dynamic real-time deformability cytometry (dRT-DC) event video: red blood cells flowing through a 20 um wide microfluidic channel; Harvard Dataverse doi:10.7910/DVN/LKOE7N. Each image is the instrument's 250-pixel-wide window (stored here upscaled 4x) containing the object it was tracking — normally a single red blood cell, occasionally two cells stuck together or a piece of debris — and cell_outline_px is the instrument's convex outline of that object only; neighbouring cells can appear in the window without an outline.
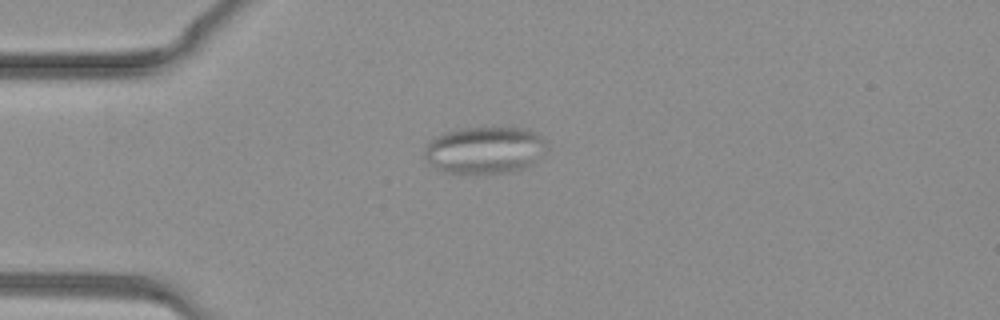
{"species": "common noctule bat (a hibernating species)", "species_latin": "Nyctalus noctula", "temperature_condition": "warm", "stored_images_in_passage": 29, "camera_frame_rate_fps": 3000, "um_per_image_px": 0.085, "animal": {"sex": "female", "body_mass_g": 19.3, "forearm_length_mm": 54.1}, "frame": {"image": 1, "passage_image": 1, "time_ms": 0.0, "image_size_px": [1000, 320], "cell_outline_px": [[544, 148], [528, 164], [520, 168], [508, 172], [448, 172], [436, 168], [424, 156], [424, 148], [436, 136], [444, 132], [460, 128], [528, 128], [544, 140]], "centroid_in_image_um": [41.11, 12.72], "position_along_channel_um": 43.9, "area_um2": 32.25}}
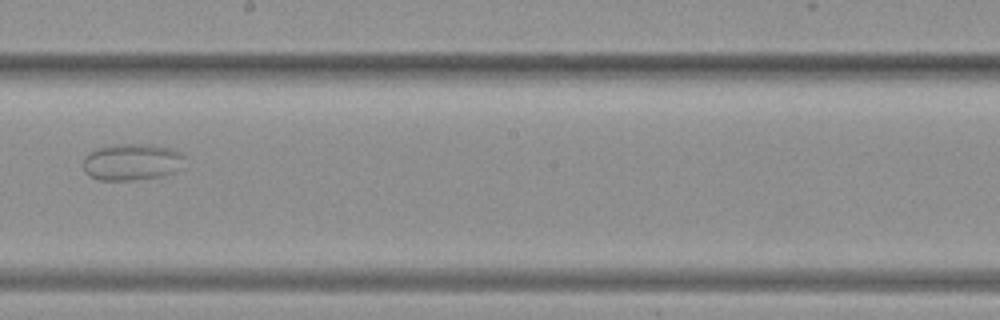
{"frame": {"image": 2, "passage_image": 13, "time_ms": 4.0, "image_size_px": [1000, 320], "cell_outline_px": [[184, 156], [172, 172], [160, 176], [132, 180], [100, 180], [88, 176], [84, 172], [84, 156], [88, 152], [104, 144], [152, 144], [172, 148], [180, 152]], "centroid_in_image_um": [11.09, 13.74], "position_along_channel_um": 237.1, "area_um2": 21.68}}
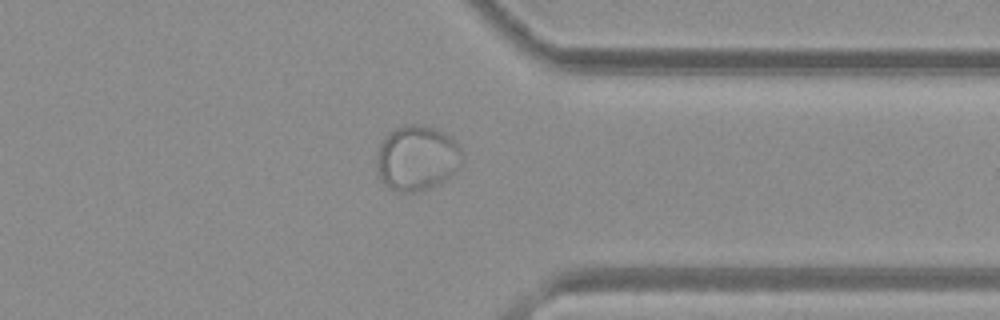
{"frame": {"image": 3, "passage_image": 21, "time_ms": 6.667, "image_size_px": [1000, 320], "cell_outline_px": [[460, 152], [452, 172], [440, 184], [420, 192], [400, 192], [388, 188], [376, 176], [376, 156], [380, 144], [384, 136], [388, 132], [396, 128], [408, 124], [424, 124], [444, 132], [452, 136], [460, 144]], "centroid_in_image_um": [35.35, 13.43], "position_along_channel_um": 376.1, "area_um2": 32.6}}